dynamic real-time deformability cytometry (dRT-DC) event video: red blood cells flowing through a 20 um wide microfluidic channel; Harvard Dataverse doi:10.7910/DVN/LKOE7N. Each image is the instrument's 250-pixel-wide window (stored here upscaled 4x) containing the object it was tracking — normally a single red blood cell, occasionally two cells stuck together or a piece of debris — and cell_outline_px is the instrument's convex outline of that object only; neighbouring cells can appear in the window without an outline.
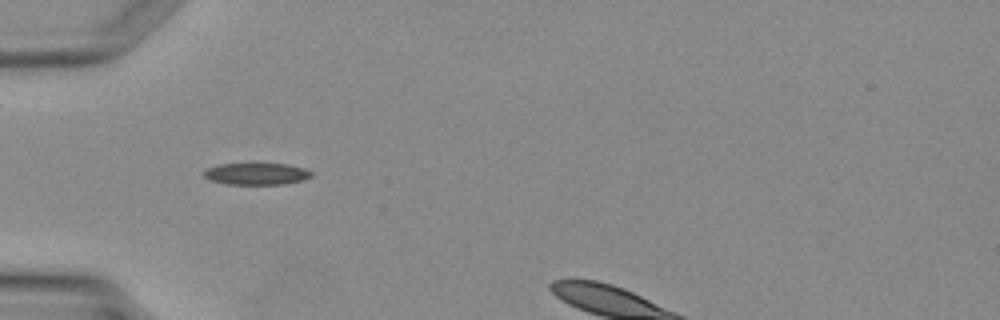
{"species": "Egyptian fruit bat (a non-hibernating species)", "species_latin": "Rousettus aegyptiacus", "temperature_condition": "warm", "stored_images_in_passage": 2, "segment_of_instrument_passage": [1, 2], "camera_frame_rate_fps": 3000, "um_per_image_px": 0.085, "animal": {"sex": "female"}, "frame": {"image": 1, "passage_image": 1, "time_ms": 0.0, "image_size_px": [1000, 320], "cell_outline_px": [[312, 176], [304, 180], [284, 184], [228, 184], [212, 180], [204, 176], [204, 172], [208, 168], [216, 164], [288, 164], [304, 168], [312, 172]], "centroid_in_image_um": [21.84, 14.77], "position_along_channel_um": 63.2, "area_um2": 13.53}}